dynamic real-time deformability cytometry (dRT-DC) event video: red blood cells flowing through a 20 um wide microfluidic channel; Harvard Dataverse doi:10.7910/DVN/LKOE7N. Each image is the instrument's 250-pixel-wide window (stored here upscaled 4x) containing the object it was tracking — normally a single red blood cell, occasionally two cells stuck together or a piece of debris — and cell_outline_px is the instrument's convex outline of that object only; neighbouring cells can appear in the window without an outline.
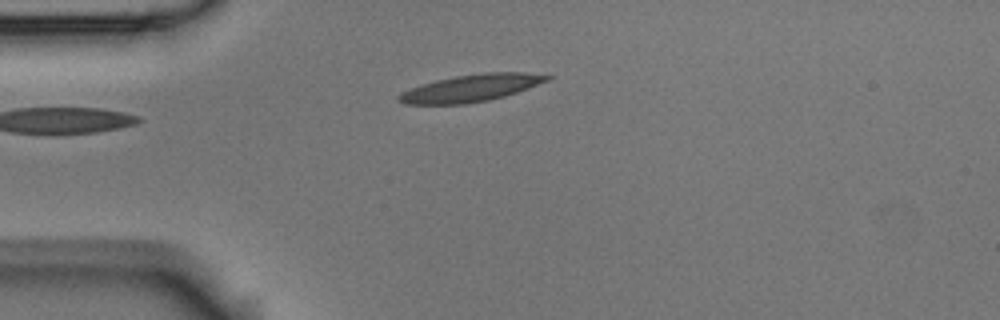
{"species": "Egyptian fruit bat (a non-hibernating species)", "species_latin": "Rousettus aegyptiacus", "temperature_condition": "room temperature", "stored_images_in_passage": 4, "camera_frame_rate_fps": 3000, "um_per_image_px": 0.085, "animal": {"sex": "male"}, "frame": {"image": 1, "passage_image": 4, "time_ms": 1.0, "image_size_px": [1000, 320], "cell_outline_px": [[552, 76], [548, 80], [516, 92], [504, 96], [488, 100], [464, 104], [404, 104], [396, 100], [396, 96], [400, 92], [420, 84], [436, 80], [456, 76], [484, 72], [524, 72]], "centroid_in_image_um": [39.95, 7.49], "position_along_channel_um": 45.1, "area_um2": 23.35}}